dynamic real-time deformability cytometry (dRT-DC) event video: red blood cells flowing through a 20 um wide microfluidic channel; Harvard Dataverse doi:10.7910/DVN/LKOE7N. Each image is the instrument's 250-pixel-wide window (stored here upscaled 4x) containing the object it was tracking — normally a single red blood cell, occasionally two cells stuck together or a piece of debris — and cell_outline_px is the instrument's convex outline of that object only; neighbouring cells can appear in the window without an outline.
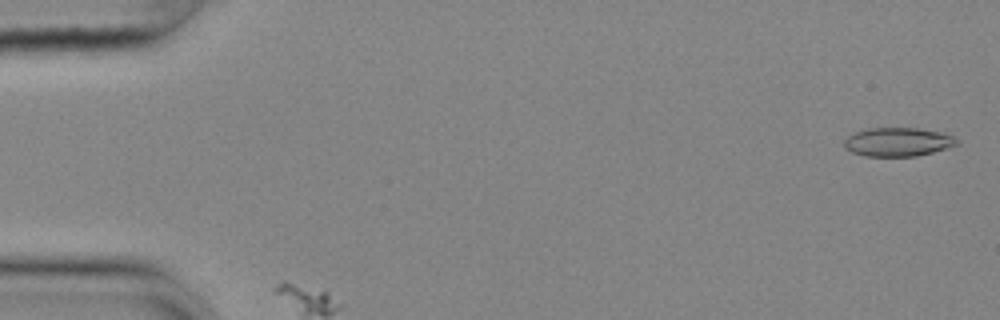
{"species": "common noctule bat (a hibernating species)", "species_latin": "Nyctalus noctula", "temperature_condition": "cold", "stored_images_in_passage": 36, "camera_frame_rate_fps": 3000, "um_per_image_px": 0.085, "animal": {"sex": "female", "body_mass_g": 25.1}, "frame": {"image": 1, "passage_image": 1, "time_ms": 0.0, "image_size_px": [1000, 320], "cell_outline_px": [[960, 144], [948, 148], [916, 156], [864, 156], [852, 152], [844, 148], [844, 140], [848, 136], [856, 132], [868, 128], [916, 128], [944, 132], [960, 140]], "centroid_in_image_um": [76.35, 12.06], "position_along_channel_um": 8.6, "area_um2": 19.02}}